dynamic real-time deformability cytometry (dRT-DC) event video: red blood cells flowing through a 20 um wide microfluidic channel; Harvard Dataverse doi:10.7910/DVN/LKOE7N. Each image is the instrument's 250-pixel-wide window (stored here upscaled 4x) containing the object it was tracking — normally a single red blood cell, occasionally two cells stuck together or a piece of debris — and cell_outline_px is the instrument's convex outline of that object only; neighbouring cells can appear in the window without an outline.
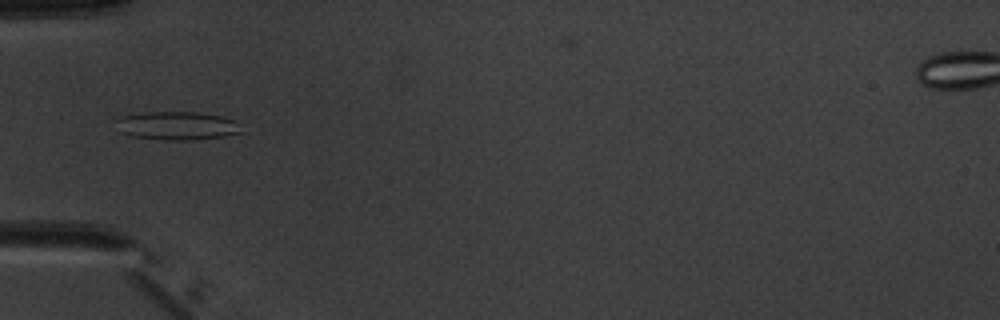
{"species": "common noctule bat (a hibernating species)", "species_latin": "Nyctalus noctula", "temperature_condition": "warm", "stored_images_in_passage": 5, "camera_frame_rate_fps": 3000, "um_per_image_px": 0.085, "animal": {"sex": "male", "body_mass_g": 20.1, "forearm_length_mm": 53.5}, "frame": {"image": 1, "passage_image": 4, "time_ms": 4.667, "image_size_px": [1000, 320], "cell_outline_px": [[244, 132], [224, 136], [192, 140], [168, 140], [132, 136], [116, 132], [112, 120], [124, 116], [144, 112], [200, 112], [220, 116], [232, 120]], "centroid_in_image_um": [14.93, 10.69], "position_along_channel_um": 70.1, "area_um2": 20.92}}